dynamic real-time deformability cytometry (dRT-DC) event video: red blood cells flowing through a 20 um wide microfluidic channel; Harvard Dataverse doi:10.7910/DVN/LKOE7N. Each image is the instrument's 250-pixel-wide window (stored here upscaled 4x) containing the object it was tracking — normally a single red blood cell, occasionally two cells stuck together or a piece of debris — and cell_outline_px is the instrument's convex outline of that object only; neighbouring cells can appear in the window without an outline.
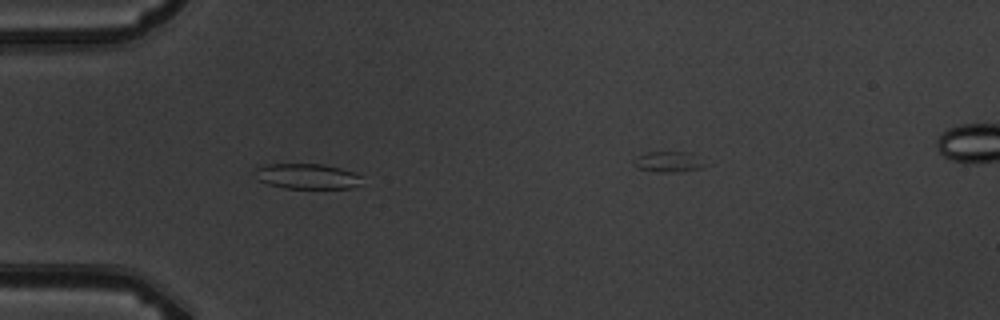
{"species": "common noctule bat (a hibernating species)", "species_latin": "Nyctalus noctula", "temperature_condition": "warm", "stored_images_in_passage": 5, "camera_frame_rate_fps": 3000, "um_per_image_px": 0.085, "animal": {"sex": "male", "body_mass_g": 19.5, "forearm_length_mm": 54.6}, "frame": {"image": 1, "passage_image": 4, "time_ms": 4.333, "image_size_px": [1000, 320], "cell_outline_px": [[364, 176], [360, 184], [352, 188], [284, 188], [268, 184], [260, 180], [256, 168], [268, 164], [324, 164], [340, 168]], "centroid_in_image_um": [26.19, 14.98], "position_along_channel_um": 58.8, "area_um2": 15.61}}